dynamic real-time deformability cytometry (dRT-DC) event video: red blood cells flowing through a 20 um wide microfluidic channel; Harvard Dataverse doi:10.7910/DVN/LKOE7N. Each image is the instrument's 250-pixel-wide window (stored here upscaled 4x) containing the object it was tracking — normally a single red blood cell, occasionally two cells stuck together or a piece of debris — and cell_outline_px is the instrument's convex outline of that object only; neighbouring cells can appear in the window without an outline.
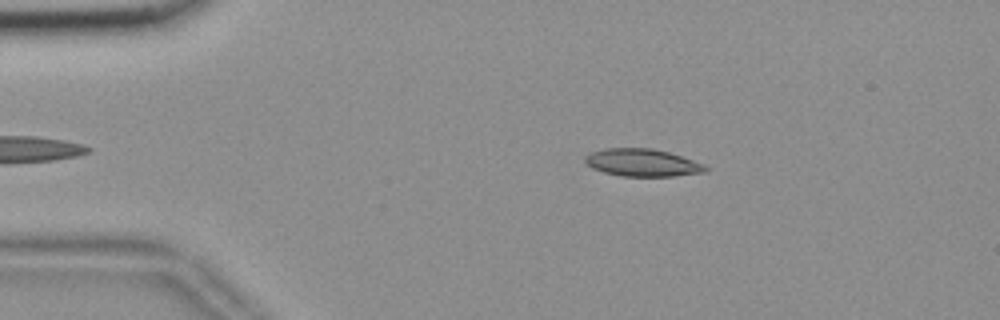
{"species": "common noctule bat (a hibernating species)", "species_latin": "Nyctalus noctula", "temperature_condition": "room temperature", "stored_images_in_passage": 43, "camera_frame_rate_fps": 3000, "um_per_image_px": 0.085, "animal": {"sex": "female", "body_mass_g": 18.4}, "frame": {"image": 1, "passage_image": 6, "time_ms": 1.667, "image_size_px": [1000, 320], "cell_outline_px": [[708, 172], [672, 176], [620, 176], [604, 172], [592, 168], [584, 160], [584, 156], [592, 152], [604, 148], [652, 148], [668, 152], [704, 164], [708, 168]], "centroid_in_image_um": [54.6, 13.83], "position_along_channel_um": 30.4, "area_um2": 19.25}}
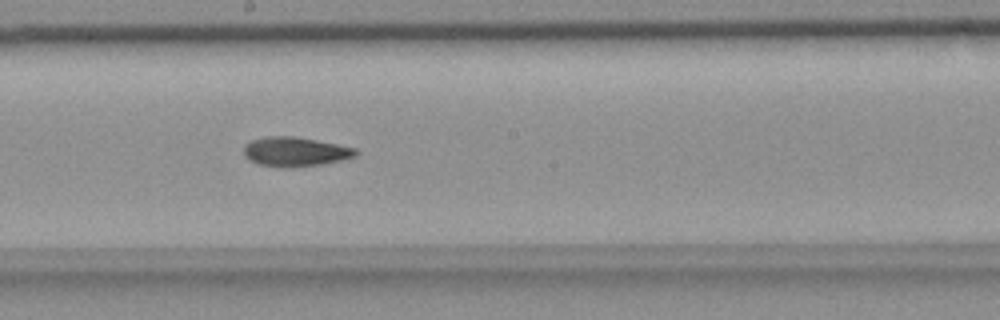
{"frame": {"image": 2, "passage_image": 26, "time_ms": 8.333, "image_size_px": [1000, 320], "cell_outline_px": [[360, 152], [356, 156], [340, 160], [320, 164], [284, 168], [256, 164], [248, 160], [244, 156], [244, 144], [252, 140], [268, 136], [296, 136], [356, 148]], "centroid_in_image_um": [25.06, 12.89], "position_along_channel_um": 223.1, "area_um2": 19.25}}
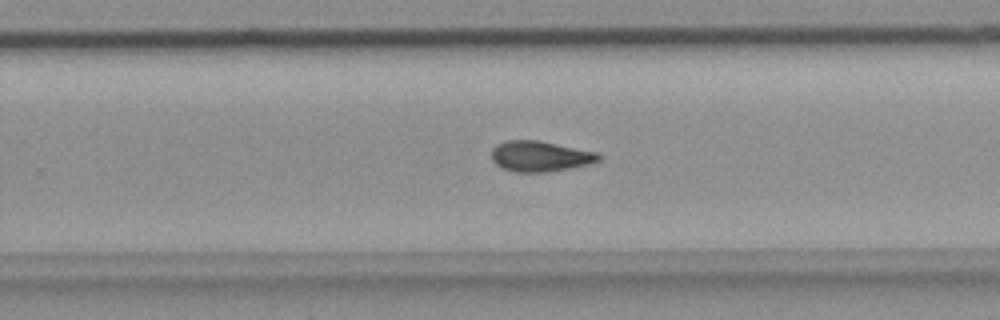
{"frame": {"image": 3, "passage_image": 31, "time_ms": 10.0, "image_size_px": [1000, 320], "cell_outline_px": [[600, 160], [588, 164], [572, 168], [544, 172], [512, 172], [496, 164], [492, 160], [492, 148], [496, 144], [504, 140], [540, 140], [596, 152], [600, 156]], "centroid_in_image_um": [45.88, 13.27], "position_along_channel_um": 283.9, "area_um2": 19.13}, "authors_computed_cell_mechanics": {"area_um2": 18.9006, "velocity_mm_per_s": 3.6693, "shape_relaxation_time_tau1_ms": 6.5855, "shape_relaxation_time_tau2_ms": 7.1627, "deformation_change_tau1": 0.17, "deformation_change_tau2": 0.145}}